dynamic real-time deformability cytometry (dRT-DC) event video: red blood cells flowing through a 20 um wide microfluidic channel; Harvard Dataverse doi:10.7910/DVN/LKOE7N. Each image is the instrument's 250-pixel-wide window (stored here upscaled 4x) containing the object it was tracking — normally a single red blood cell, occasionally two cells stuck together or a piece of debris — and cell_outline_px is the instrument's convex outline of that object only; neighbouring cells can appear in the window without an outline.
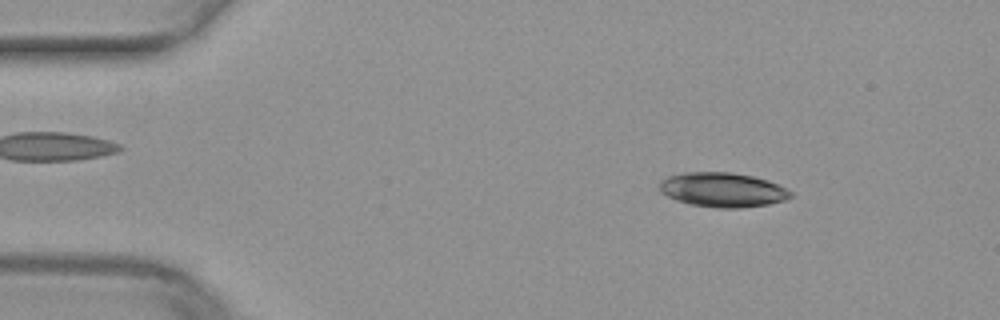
{"species": "common noctule bat (a hibernating species)", "species_latin": "Nyctalus noctula", "temperature_condition": "warm", "stored_images_in_passage": 10, "camera_frame_rate_fps": 3000, "um_per_image_px": 0.085, "animal": {"sex": "female", "body_mass_g": 29.2, "forearm_length_mm": 56.3}, "frame": {"image": 1, "passage_image": 6, "time_ms": 1.667, "image_size_px": [1000, 320], "cell_outline_px": [[792, 196], [784, 200], [768, 204], [740, 208], [716, 208], [692, 204], [676, 200], [660, 192], [660, 180], [668, 176], [684, 172], [728, 172], [752, 176], [768, 180], [792, 192]], "centroid_in_image_um": [61.4, 16.13], "position_along_channel_um": 23.6, "area_um2": 26.18}}